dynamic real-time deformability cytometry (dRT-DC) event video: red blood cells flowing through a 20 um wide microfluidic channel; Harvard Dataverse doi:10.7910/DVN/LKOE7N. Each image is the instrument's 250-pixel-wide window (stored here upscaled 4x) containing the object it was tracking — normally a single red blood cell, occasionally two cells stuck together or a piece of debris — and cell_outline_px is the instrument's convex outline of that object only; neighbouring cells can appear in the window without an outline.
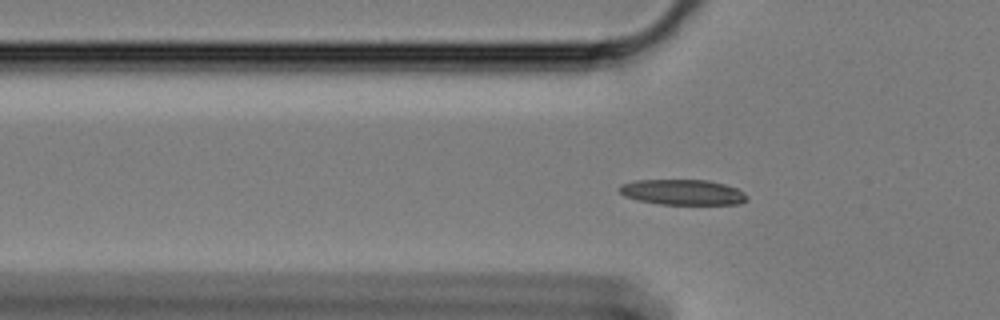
{"species": "Egyptian fruit bat (a non-hibernating species)", "species_latin": "Rousettus aegyptiacus", "temperature_condition": "cold", "stored_images_in_passage": 47, "camera_frame_rate_fps": 3000, "um_per_image_px": 0.085, "animal": {"sex": "female"}, "frame": {"image": 1, "passage_image": 5, "time_ms": 1.333, "image_size_px": [1000, 320], "cell_outline_px": [[748, 200], [740, 204], [660, 204], [636, 200], [624, 196], [616, 188], [620, 184], [636, 180], [708, 180], [724, 184], [736, 188], [744, 192], [748, 196]], "centroid_in_image_um": [58.0, 16.34], "position_along_channel_um": 67.8, "area_um2": 19.07}}
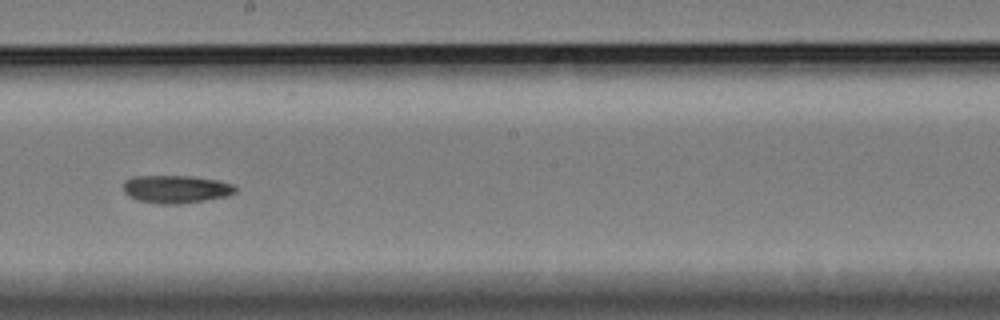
{"frame": {"image": 2, "passage_image": 20, "time_ms": 6.333, "image_size_px": [1000, 320], "cell_outline_px": [[236, 192], [228, 196], [180, 204], [156, 204], [136, 200], [128, 196], [124, 192], [124, 180], [132, 176], [192, 176], [220, 180], [232, 184], [236, 188]], "centroid_in_image_um": [14.94, 16.08], "position_along_channel_um": 233.3, "area_um2": 18.44}}
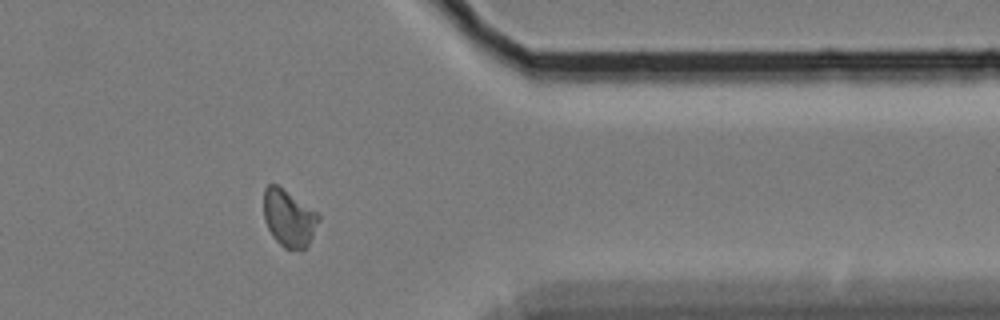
{"frame": {"image": 3, "passage_image": 35, "time_ms": 11.333, "image_size_px": [1000, 320], "cell_outline_px": [[320, 220], [308, 244], [304, 248], [284, 248], [272, 236], [264, 220], [264, 188], [268, 184], [276, 184], [316, 212], [320, 216]], "centroid_in_image_um": [24.53, 18.53], "position_along_channel_um": 386.9, "area_um2": 17.8}, "authors_computed_cell_mechanics": {"area_um2": 18.207, "velocity_mm_per_s": 3.3247, "shape_relaxation_time_tau1_ms": 7.3423, "shape_relaxation_time_tau2_ms": null, "deformation_change_tau1": 0.1164, "deformation_change_tau2": null}}